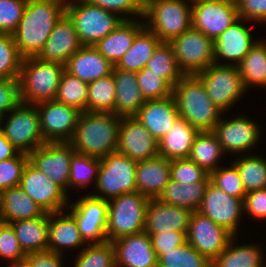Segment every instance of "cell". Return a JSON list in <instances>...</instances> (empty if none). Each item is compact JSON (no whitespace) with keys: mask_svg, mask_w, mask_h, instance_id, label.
<instances>
[{"mask_svg":"<svg viewBox=\"0 0 266 267\" xmlns=\"http://www.w3.org/2000/svg\"><path fill=\"white\" fill-rule=\"evenodd\" d=\"M66 0H28L18 27L12 33L23 58L36 57L53 28L65 14Z\"/></svg>","mask_w":266,"mask_h":267,"instance_id":"6da1fadb","label":"cell"},{"mask_svg":"<svg viewBox=\"0 0 266 267\" xmlns=\"http://www.w3.org/2000/svg\"><path fill=\"white\" fill-rule=\"evenodd\" d=\"M120 119L111 112H81L69 143L77 153L104 158L117 151Z\"/></svg>","mask_w":266,"mask_h":267,"instance_id":"7a4b0ae2","label":"cell"},{"mask_svg":"<svg viewBox=\"0 0 266 267\" xmlns=\"http://www.w3.org/2000/svg\"><path fill=\"white\" fill-rule=\"evenodd\" d=\"M172 96L181 118L199 132L212 131L223 112L208 97L196 75H185L174 87Z\"/></svg>","mask_w":266,"mask_h":267,"instance_id":"3957f363","label":"cell"},{"mask_svg":"<svg viewBox=\"0 0 266 267\" xmlns=\"http://www.w3.org/2000/svg\"><path fill=\"white\" fill-rule=\"evenodd\" d=\"M64 71L65 66L57 62L23 58L18 78L20 102L36 105L55 100Z\"/></svg>","mask_w":266,"mask_h":267,"instance_id":"277c9868","label":"cell"},{"mask_svg":"<svg viewBox=\"0 0 266 267\" xmlns=\"http://www.w3.org/2000/svg\"><path fill=\"white\" fill-rule=\"evenodd\" d=\"M65 14L72 21L83 46H94L123 20H132L131 17L118 16L86 0H66Z\"/></svg>","mask_w":266,"mask_h":267,"instance_id":"5b68a950","label":"cell"},{"mask_svg":"<svg viewBox=\"0 0 266 267\" xmlns=\"http://www.w3.org/2000/svg\"><path fill=\"white\" fill-rule=\"evenodd\" d=\"M189 3L186 0L150 1L144 6L145 27L161 42L169 43L192 27V3Z\"/></svg>","mask_w":266,"mask_h":267,"instance_id":"8992f818","label":"cell"},{"mask_svg":"<svg viewBox=\"0 0 266 267\" xmlns=\"http://www.w3.org/2000/svg\"><path fill=\"white\" fill-rule=\"evenodd\" d=\"M149 200L137 191L108 200L107 240L112 242L126 235L143 232Z\"/></svg>","mask_w":266,"mask_h":267,"instance_id":"52a82bcc","label":"cell"},{"mask_svg":"<svg viewBox=\"0 0 266 267\" xmlns=\"http://www.w3.org/2000/svg\"><path fill=\"white\" fill-rule=\"evenodd\" d=\"M136 164V161L117 151L101 158L95 185L100 194L92 196L110 200L125 193L136 192Z\"/></svg>","mask_w":266,"mask_h":267,"instance_id":"ba28073f","label":"cell"},{"mask_svg":"<svg viewBox=\"0 0 266 267\" xmlns=\"http://www.w3.org/2000/svg\"><path fill=\"white\" fill-rule=\"evenodd\" d=\"M196 76L204 84L208 97L223 113L248 91L236 65L213 63Z\"/></svg>","mask_w":266,"mask_h":267,"instance_id":"9c48e42d","label":"cell"},{"mask_svg":"<svg viewBox=\"0 0 266 267\" xmlns=\"http://www.w3.org/2000/svg\"><path fill=\"white\" fill-rule=\"evenodd\" d=\"M10 113V114H9ZM6 123H0L1 133L20 152L29 154L45 142L36 105L19 103L8 112Z\"/></svg>","mask_w":266,"mask_h":267,"instance_id":"30bf717a","label":"cell"},{"mask_svg":"<svg viewBox=\"0 0 266 267\" xmlns=\"http://www.w3.org/2000/svg\"><path fill=\"white\" fill-rule=\"evenodd\" d=\"M169 44L184 75H196L214 63L213 40L193 27Z\"/></svg>","mask_w":266,"mask_h":267,"instance_id":"8fae6325","label":"cell"},{"mask_svg":"<svg viewBox=\"0 0 266 267\" xmlns=\"http://www.w3.org/2000/svg\"><path fill=\"white\" fill-rule=\"evenodd\" d=\"M67 208L75 218L78 230L87 245L108 241L106 237L108 200L94 197L90 193L75 203L68 204Z\"/></svg>","mask_w":266,"mask_h":267,"instance_id":"7c38bea8","label":"cell"},{"mask_svg":"<svg viewBox=\"0 0 266 267\" xmlns=\"http://www.w3.org/2000/svg\"><path fill=\"white\" fill-rule=\"evenodd\" d=\"M45 142H69L81 111L56 100L36 104Z\"/></svg>","mask_w":266,"mask_h":267,"instance_id":"4fadbf2b","label":"cell"},{"mask_svg":"<svg viewBox=\"0 0 266 267\" xmlns=\"http://www.w3.org/2000/svg\"><path fill=\"white\" fill-rule=\"evenodd\" d=\"M76 153L69 142H46L30 152L29 162L50 177L66 193L72 156Z\"/></svg>","mask_w":266,"mask_h":267,"instance_id":"5bb4252c","label":"cell"},{"mask_svg":"<svg viewBox=\"0 0 266 267\" xmlns=\"http://www.w3.org/2000/svg\"><path fill=\"white\" fill-rule=\"evenodd\" d=\"M19 186L46 213L64 211L68 206V194L30 162L24 169Z\"/></svg>","mask_w":266,"mask_h":267,"instance_id":"9a60e30c","label":"cell"},{"mask_svg":"<svg viewBox=\"0 0 266 267\" xmlns=\"http://www.w3.org/2000/svg\"><path fill=\"white\" fill-rule=\"evenodd\" d=\"M243 200L226 194L209 182L198 211L236 237L244 213Z\"/></svg>","mask_w":266,"mask_h":267,"instance_id":"2e32d148","label":"cell"},{"mask_svg":"<svg viewBox=\"0 0 266 267\" xmlns=\"http://www.w3.org/2000/svg\"><path fill=\"white\" fill-rule=\"evenodd\" d=\"M186 236L187 242L211 262L234 237L199 211L192 212Z\"/></svg>","mask_w":266,"mask_h":267,"instance_id":"e0dca14e","label":"cell"},{"mask_svg":"<svg viewBox=\"0 0 266 267\" xmlns=\"http://www.w3.org/2000/svg\"><path fill=\"white\" fill-rule=\"evenodd\" d=\"M239 18L235 0L192 3V27L213 41Z\"/></svg>","mask_w":266,"mask_h":267,"instance_id":"ac0fdd59","label":"cell"},{"mask_svg":"<svg viewBox=\"0 0 266 267\" xmlns=\"http://www.w3.org/2000/svg\"><path fill=\"white\" fill-rule=\"evenodd\" d=\"M222 119L214 126L212 132L221 144L224 153H244L256 143L258 144L261 127L257 125V122L243 115H238L233 119Z\"/></svg>","mask_w":266,"mask_h":267,"instance_id":"d6986e66","label":"cell"},{"mask_svg":"<svg viewBox=\"0 0 266 267\" xmlns=\"http://www.w3.org/2000/svg\"><path fill=\"white\" fill-rule=\"evenodd\" d=\"M117 152L139 162L158 154V141L134 117H121Z\"/></svg>","mask_w":266,"mask_h":267,"instance_id":"ffe728a7","label":"cell"},{"mask_svg":"<svg viewBox=\"0 0 266 267\" xmlns=\"http://www.w3.org/2000/svg\"><path fill=\"white\" fill-rule=\"evenodd\" d=\"M111 243L115 267H158V257L147 232L126 235Z\"/></svg>","mask_w":266,"mask_h":267,"instance_id":"44dd1931","label":"cell"},{"mask_svg":"<svg viewBox=\"0 0 266 267\" xmlns=\"http://www.w3.org/2000/svg\"><path fill=\"white\" fill-rule=\"evenodd\" d=\"M241 21L246 22L239 18L213 41L214 63L219 64L220 60L226 59L229 62H225L226 65L237 66L257 43L252 39L251 29Z\"/></svg>","mask_w":266,"mask_h":267,"instance_id":"7402d4cb","label":"cell"},{"mask_svg":"<svg viewBox=\"0 0 266 267\" xmlns=\"http://www.w3.org/2000/svg\"><path fill=\"white\" fill-rule=\"evenodd\" d=\"M192 211L150 199L147 204L144 231L148 234L184 232L187 235Z\"/></svg>","mask_w":266,"mask_h":267,"instance_id":"603a6c76","label":"cell"},{"mask_svg":"<svg viewBox=\"0 0 266 267\" xmlns=\"http://www.w3.org/2000/svg\"><path fill=\"white\" fill-rule=\"evenodd\" d=\"M82 46L72 21L64 14L36 58L65 65L67 60Z\"/></svg>","mask_w":266,"mask_h":267,"instance_id":"cb8c5ba5","label":"cell"},{"mask_svg":"<svg viewBox=\"0 0 266 267\" xmlns=\"http://www.w3.org/2000/svg\"><path fill=\"white\" fill-rule=\"evenodd\" d=\"M159 142L180 117L173 96L146 100L134 116Z\"/></svg>","mask_w":266,"mask_h":267,"instance_id":"d4e9b609","label":"cell"},{"mask_svg":"<svg viewBox=\"0 0 266 267\" xmlns=\"http://www.w3.org/2000/svg\"><path fill=\"white\" fill-rule=\"evenodd\" d=\"M170 166L171 160L160 155L137 162L135 174L137 192L148 199H157L171 180Z\"/></svg>","mask_w":266,"mask_h":267,"instance_id":"484cf974","label":"cell"},{"mask_svg":"<svg viewBox=\"0 0 266 267\" xmlns=\"http://www.w3.org/2000/svg\"><path fill=\"white\" fill-rule=\"evenodd\" d=\"M64 66L67 73L86 83L112 74L114 68L94 46H82Z\"/></svg>","mask_w":266,"mask_h":267,"instance_id":"4316f807","label":"cell"},{"mask_svg":"<svg viewBox=\"0 0 266 267\" xmlns=\"http://www.w3.org/2000/svg\"><path fill=\"white\" fill-rule=\"evenodd\" d=\"M116 84L114 114L119 117L135 116L146 100L138 85L136 72L113 68Z\"/></svg>","mask_w":266,"mask_h":267,"instance_id":"83f0119b","label":"cell"},{"mask_svg":"<svg viewBox=\"0 0 266 267\" xmlns=\"http://www.w3.org/2000/svg\"><path fill=\"white\" fill-rule=\"evenodd\" d=\"M136 19L123 20L120 25L94 45L113 66L120 61L122 56L131 48L136 35L145 27Z\"/></svg>","mask_w":266,"mask_h":267,"instance_id":"f1b7e54d","label":"cell"},{"mask_svg":"<svg viewBox=\"0 0 266 267\" xmlns=\"http://www.w3.org/2000/svg\"><path fill=\"white\" fill-rule=\"evenodd\" d=\"M75 218L62 211L49 213L48 247L47 250L63 254L64 249H75L86 246Z\"/></svg>","mask_w":266,"mask_h":267,"instance_id":"f546056e","label":"cell"},{"mask_svg":"<svg viewBox=\"0 0 266 267\" xmlns=\"http://www.w3.org/2000/svg\"><path fill=\"white\" fill-rule=\"evenodd\" d=\"M198 133L199 131L184 118L179 117L173 127L158 142V154L170 160L189 158Z\"/></svg>","mask_w":266,"mask_h":267,"instance_id":"4dcf8cb0","label":"cell"},{"mask_svg":"<svg viewBox=\"0 0 266 267\" xmlns=\"http://www.w3.org/2000/svg\"><path fill=\"white\" fill-rule=\"evenodd\" d=\"M25 254L46 251L48 247L49 213L9 223Z\"/></svg>","mask_w":266,"mask_h":267,"instance_id":"1f68e13d","label":"cell"},{"mask_svg":"<svg viewBox=\"0 0 266 267\" xmlns=\"http://www.w3.org/2000/svg\"><path fill=\"white\" fill-rule=\"evenodd\" d=\"M44 213L45 211L19 185L2 191L1 222L37 218Z\"/></svg>","mask_w":266,"mask_h":267,"instance_id":"d6a6232c","label":"cell"},{"mask_svg":"<svg viewBox=\"0 0 266 267\" xmlns=\"http://www.w3.org/2000/svg\"><path fill=\"white\" fill-rule=\"evenodd\" d=\"M161 43L160 39L149 29L144 27L137 35L131 48L116 64L118 69L139 72L147 66L154 50Z\"/></svg>","mask_w":266,"mask_h":267,"instance_id":"836d02e7","label":"cell"},{"mask_svg":"<svg viewBox=\"0 0 266 267\" xmlns=\"http://www.w3.org/2000/svg\"><path fill=\"white\" fill-rule=\"evenodd\" d=\"M233 237L226 248L211 262V267H266L264 254L259 248L253 244L238 245L234 242Z\"/></svg>","mask_w":266,"mask_h":267,"instance_id":"e575fe53","label":"cell"},{"mask_svg":"<svg viewBox=\"0 0 266 267\" xmlns=\"http://www.w3.org/2000/svg\"><path fill=\"white\" fill-rule=\"evenodd\" d=\"M208 183L185 184L170 180L157 199L165 204L187 208L192 212L198 211Z\"/></svg>","mask_w":266,"mask_h":267,"instance_id":"d590c367","label":"cell"},{"mask_svg":"<svg viewBox=\"0 0 266 267\" xmlns=\"http://www.w3.org/2000/svg\"><path fill=\"white\" fill-rule=\"evenodd\" d=\"M223 154L225 156L215 134L212 131H203L195 137L189 159L210 174L219 167Z\"/></svg>","mask_w":266,"mask_h":267,"instance_id":"8d00e7d4","label":"cell"},{"mask_svg":"<svg viewBox=\"0 0 266 267\" xmlns=\"http://www.w3.org/2000/svg\"><path fill=\"white\" fill-rule=\"evenodd\" d=\"M245 88L266 86V41H257L237 65Z\"/></svg>","mask_w":266,"mask_h":267,"instance_id":"74e56055","label":"cell"},{"mask_svg":"<svg viewBox=\"0 0 266 267\" xmlns=\"http://www.w3.org/2000/svg\"><path fill=\"white\" fill-rule=\"evenodd\" d=\"M146 68L165 79L172 87L185 76L178 67L172 46L167 42L158 45Z\"/></svg>","mask_w":266,"mask_h":267,"instance_id":"f35d334b","label":"cell"},{"mask_svg":"<svg viewBox=\"0 0 266 267\" xmlns=\"http://www.w3.org/2000/svg\"><path fill=\"white\" fill-rule=\"evenodd\" d=\"M116 84L113 73L88 83L87 112L114 113Z\"/></svg>","mask_w":266,"mask_h":267,"instance_id":"ab89813d","label":"cell"},{"mask_svg":"<svg viewBox=\"0 0 266 267\" xmlns=\"http://www.w3.org/2000/svg\"><path fill=\"white\" fill-rule=\"evenodd\" d=\"M232 163L239 171L246 192L266 188V160L263 157L242 155Z\"/></svg>","mask_w":266,"mask_h":267,"instance_id":"60d3db41","label":"cell"},{"mask_svg":"<svg viewBox=\"0 0 266 267\" xmlns=\"http://www.w3.org/2000/svg\"><path fill=\"white\" fill-rule=\"evenodd\" d=\"M88 83L66 71L63 72L55 100L87 112Z\"/></svg>","mask_w":266,"mask_h":267,"instance_id":"b9f144b4","label":"cell"},{"mask_svg":"<svg viewBox=\"0 0 266 267\" xmlns=\"http://www.w3.org/2000/svg\"><path fill=\"white\" fill-rule=\"evenodd\" d=\"M158 267H211V261L188 242L170 251H160Z\"/></svg>","mask_w":266,"mask_h":267,"instance_id":"7bdbcfd3","label":"cell"},{"mask_svg":"<svg viewBox=\"0 0 266 267\" xmlns=\"http://www.w3.org/2000/svg\"><path fill=\"white\" fill-rule=\"evenodd\" d=\"M99 166V158L76 152L71 159L68 188L81 189V187H87L91 182H95L96 185Z\"/></svg>","mask_w":266,"mask_h":267,"instance_id":"ee69618b","label":"cell"},{"mask_svg":"<svg viewBox=\"0 0 266 267\" xmlns=\"http://www.w3.org/2000/svg\"><path fill=\"white\" fill-rule=\"evenodd\" d=\"M76 256L74 267H115L114 247L110 241L88 244Z\"/></svg>","mask_w":266,"mask_h":267,"instance_id":"f6af8a7d","label":"cell"},{"mask_svg":"<svg viewBox=\"0 0 266 267\" xmlns=\"http://www.w3.org/2000/svg\"><path fill=\"white\" fill-rule=\"evenodd\" d=\"M22 60L13 35L0 33V78L18 80Z\"/></svg>","mask_w":266,"mask_h":267,"instance_id":"bcb514c9","label":"cell"},{"mask_svg":"<svg viewBox=\"0 0 266 267\" xmlns=\"http://www.w3.org/2000/svg\"><path fill=\"white\" fill-rule=\"evenodd\" d=\"M210 182L226 194L239 199H244L246 191L244 189L239 171L232 163L228 167H218L209 174Z\"/></svg>","mask_w":266,"mask_h":267,"instance_id":"7dc6e473","label":"cell"},{"mask_svg":"<svg viewBox=\"0 0 266 267\" xmlns=\"http://www.w3.org/2000/svg\"><path fill=\"white\" fill-rule=\"evenodd\" d=\"M138 85L145 100L163 99L172 96L173 87L158 74L143 68L136 72Z\"/></svg>","mask_w":266,"mask_h":267,"instance_id":"c3c4849f","label":"cell"},{"mask_svg":"<svg viewBox=\"0 0 266 267\" xmlns=\"http://www.w3.org/2000/svg\"><path fill=\"white\" fill-rule=\"evenodd\" d=\"M170 177L173 181L185 184L210 182L209 173L189 158L171 160Z\"/></svg>","mask_w":266,"mask_h":267,"instance_id":"681fc988","label":"cell"},{"mask_svg":"<svg viewBox=\"0 0 266 267\" xmlns=\"http://www.w3.org/2000/svg\"><path fill=\"white\" fill-rule=\"evenodd\" d=\"M29 162V155L20 152L16 157L0 161V190L20 184L24 169Z\"/></svg>","mask_w":266,"mask_h":267,"instance_id":"f907efd6","label":"cell"},{"mask_svg":"<svg viewBox=\"0 0 266 267\" xmlns=\"http://www.w3.org/2000/svg\"><path fill=\"white\" fill-rule=\"evenodd\" d=\"M28 0H0V33L12 34L24 14Z\"/></svg>","mask_w":266,"mask_h":267,"instance_id":"816d5d0a","label":"cell"},{"mask_svg":"<svg viewBox=\"0 0 266 267\" xmlns=\"http://www.w3.org/2000/svg\"><path fill=\"white\" fill-rule=\"evenodd\" d=\"M0 257L11 262L26 257L9 223L0 222Z\"/></svg>","mask_w":266,"mask_h":267,"instance_id":"f5cc1de1","label":"cell"},{"mask_svg":"<svg viewBox=\"0 0 266 267\" xmlns=\"http://www.w3.org/2000/svg\"><path fill=\"white\" fill-rule=\"evenodd\" d=\"M19 103V81L0 78V123L3 124L5 113L14 109Z\"/></svg>","mask_w":266,"mask_h":267,"instance_id":"db71d44e","label":"cell"},{"mask_svg":"<svg viewBox=\"0 0 266 267\" xmlns=\"http://www.w3.org/2000/svg\"><path fill=\"white\" fill-rule=\"evenodd\" d=\"M88 3L107 11L120 14H130L143 17L144 6L139 0H86Z\"/></svg>","mask_w":266,"mask_h":267,"instance_id":"11a10c76","label":"cell"},{"mask_svg":"<svg viewBox=\"0 0 266 267\" xmlns=\"http://www.w3.org/2000/svg\"><path fill=\"white\" fill-rule=\"evenodd\" d=\"M235 2L240 18L246 22L266 23V0H235Z\"/></svg>","mask_w":266,"mask_h":267,"instance_id":"9f6ffc18","label":"cell"},{"mask_svg":"<svg viewBox=\"0 0 266 267\" xmlns=\"http://www.w3.org/2000/svg\"><path fill=\"white\" fill-rule=\"evenodd\" d=\"M244 212L252 218L266 219V188L246 193L243 200Z\"/></svg>","mask_w":266,"mask_h":267,"instance_id":"6f0895ef","label":"cell"},{"mask_svg":"<svg viewBox=\"0 0 266 267\" xmlns=\"http://www.w3.org/2000/svg\"><path fill=\"white\" fill-rule=\"evenodd\" d=\"M152 241V247L157 255L160 251H170L187 242V236L184 232H168L148 234Z\"/></svg>","mask_w":266,"mask_h":267,"instance_id":"680465c9","label":"cell"},{"mask_svg":"<svg viewBox=\"0 0 266 267\" xmlns=\"http://www.w3.org/2000/svg\"><path fill=\"white\" fill-rule=\"evenodd\" d=\"M63 255L49 250L26 254L31 267H62Z\"/></svg>","mask_w":266,"mask_h":267,"instance_id":"91938a15","label":"cell"},{"mask_svg":"<svg viewBox=\"0 0 266 267\" xmlns=\"http://www.w3.org/2000/svg\"><path fill=\"white\" fill-rule=\"evenodd\" d=\"M19 153L20 150L0 132V161L16 157Z\"/></svg>","mask_w":266,"mask_h":267,"instance_id":"94428289","label":"cell"},{"mask_svg":"<svg viewBox=\"0 0 266 267\" xmlns=\"http://www.w3.org/2000/svg\"><path fill=\"white\" fill-rule=\"evenodd\" d=\"M9 263V267H31L30 262L26 257Z\"/></svg>","mask_w":266,"mask_h":267,"instance_id":"6125c7cd","label":"cell"},{"mask_svg":"<svg viewBox=\"0 0 266 267\" xmlns=\"http://www.w3.org/2000/svg\"><path fill=\"white\" fill-rule=\"evenodd\" d=\"M189 1L191 3H202V2H208V1H224V0H189Z\"/></svg>","mask_w":266,"mask_h":267,"instance_id":"be15d7a7","label":"cell"},{"mask_svg":"<svg viewBox=\"0 0 266 267\" xmlns=\"http://www.w3.org/2000/svg\"><path fill=\"white\" fill-rule=\"evenodd\" d=\"M143 6H145L147 3H149L150 1H153V0H139Z\"/></svg>","mask_w":266,"mask_h":267,"instance_id":"e7e4bbea","label":"cell"},{"mask_svg":"<svg viewBox=\"0 0 266 267\" xmlns=\"http://www.w3.org/2000/svg\"><path fill=\"white\" fill-rule=\"evenodd\" d=\"M1 207H2V191L0 190V212H1Z\"/></svg>","mask_w":266,"mask_h":267,"instance_id":"03108f58","label":"cell"}]
</instances>
